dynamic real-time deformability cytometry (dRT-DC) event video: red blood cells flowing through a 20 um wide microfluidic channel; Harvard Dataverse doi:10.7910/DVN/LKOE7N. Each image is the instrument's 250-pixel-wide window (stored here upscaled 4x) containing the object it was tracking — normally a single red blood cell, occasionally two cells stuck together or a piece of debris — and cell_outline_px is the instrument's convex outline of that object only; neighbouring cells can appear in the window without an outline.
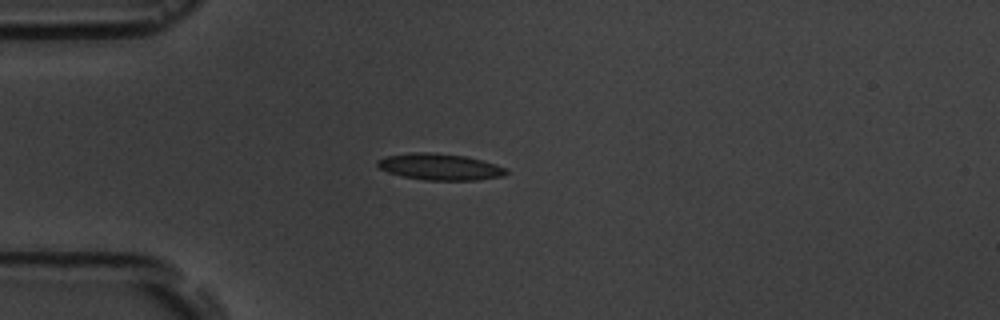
{"species": "common noctule bat (a hibernating species)", "species_latin": "Nyctalus noctula", "temperature_condition": "room temperature", "stored_images_in_passage": 4, "camera_frame_rate_fps": 3000, "um_per_image_px": 0.085, "animal": {"sex": "male", "body_mass_g": 19.5, "forearm_length_mm": 54.6}, "frame": {"image": 1, "passage_image": 4, "time_ms": 3.333, "image_size_px": [1000, 320], "cell_outline_px": [[508, 172], [504, 176], [480, 180], [424, 180], [404, 176], [388, 172], [380, 168], [376, 164], [376, 160], [384, 156], [408, 152], [432, 152], [464, 156], [496, 164], [504, 168]], "centroid_in_image_um": [37.35, 14.17], "position_along_channel_um": 47.6, "area_um2": 19.88}}